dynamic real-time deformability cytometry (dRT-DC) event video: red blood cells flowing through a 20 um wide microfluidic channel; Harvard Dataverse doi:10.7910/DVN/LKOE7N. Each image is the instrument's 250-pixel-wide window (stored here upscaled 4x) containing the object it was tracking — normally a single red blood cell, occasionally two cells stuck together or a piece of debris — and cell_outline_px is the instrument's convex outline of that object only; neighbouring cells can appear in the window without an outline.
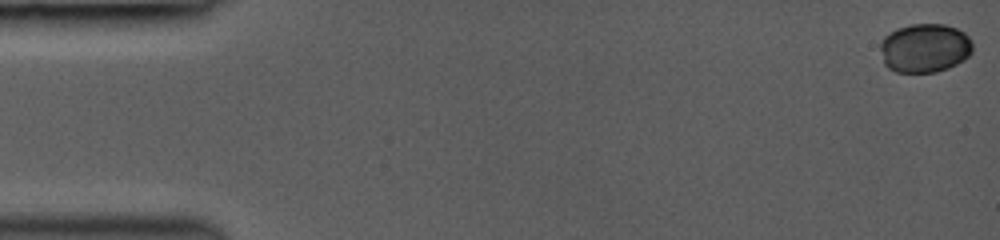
{"species": "common noctule bat (a hibernating species)", "species_latin": "Nyctalus noctula", "temperature_condition": "room temperature", "stored_images_in_passage": 31, "camera_frame_rate_fps": 3000, "um_per_image_px": 0.085, "animal": {"sex": "female", "body_mass_g": 19.0, "forearm_length_mm": 53.3}, "frame": {"image": 1, "passage_image": 1, "time_ms": 0.0, "image_size_px": [1000, 240], "cell_outline_px": [[972, 52], [964, 60], [948, 68], [936, 72], [896, 72], [888, 68], [884, 64], [880, 48], [880, 40], [884, 36], [896, 28], [908, 24], [944, 24], [956, 28], [964, 32], [972, 40]], "centroid_in_image_um": [78.59, 4.07], "position_along_channel_um": 6.4, "area_um2": 26.65}}
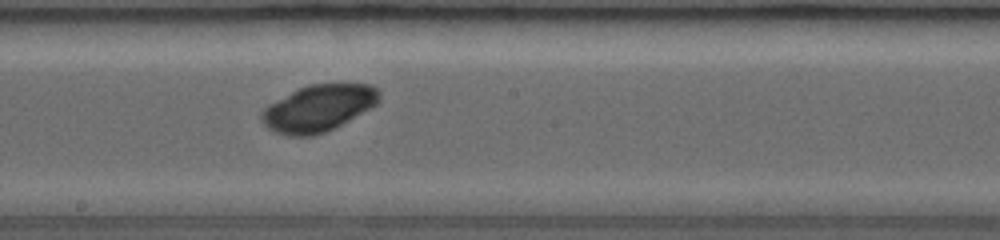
{"frame": {"image": 2, "passage_image": 18, "time_ms": 8.667, "image_size_px": [1000, 240], "cell_outline_px": [[380, 100], [376, 104], [348, 120], [324, 132], [312, 136], [288, 136], [276, 132], [268, 128], [260, 120], [260, 112], [268, 104], [308, 84], [372, 84], [380, 92]], "centroid_in_image_um": [27.04, 9.19], "position_along_channel_um": 221.2, "area_um2": 31.62}}
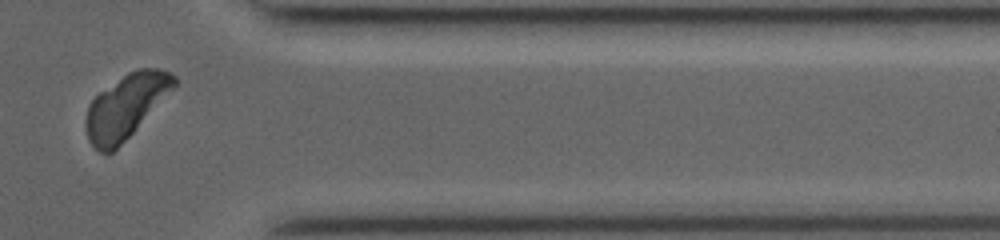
{"frame": {"image": 3, "passage_image": 27, "time_ms": 13.0, "image_size_px": [1000, 240], "cell_outline_px": [[176, 88], [112, 152], [100, 152], [88, 140], [84, 124], [84, 120], [88, 104], [100, 92], [128, 72], [136, 68], [160, 68], [172, 72], [176, 76]], "centroid_in_image_um": [10.72, 9.0], "position_along_channel_um": 400.7, "area_um2": 32.77}}